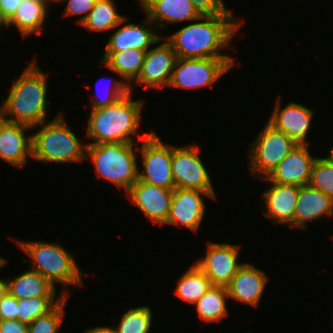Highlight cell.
Instances as JSON below:
<instances>
[{
	"label": "cell",
	"mask_w": 333,
	"mask_h": 333,
	"mask_svg": "<svg viewBox=\"0 0 333 333\" xmlns=\"http://www.w3.org/2000/svg\"><path fill=\"white\" fill-rule=\"evenodd\" d=\"M193 22L170 36H163L177 58H233L223 54V50L231 46L242 20L237 21L233 15H201Z\"/></svg>",
	"instance_id": "obj_1"
},
{
	"label": "cell",
	"mask_w": 333,
	"mask_h": 333,
	"mask_svg": "<svg viewBox=\"0 0 333 333\" xmlns=\"http://www.w3.org/2000/svg\"><path fill=\"white\" fill-rule=\"evenodd\" d=\"M130 91L113 104L100 109H91L85 135L93 140L87 144L138 143L153 131L138 133L142 121L144 102L132 100ZM140 134V135H139ZM136 138V141H135ZM138 139V140H137Z\"/></svg>",
	"instance_id": "obj_2"
},
{
	"label": "cell",
	"mask_w": 333,
	"mask_h": 333,
	"mask_svg": "<svg viewBox=\"0 0 333 333\" xmlns=\"http://www.w3.org/2000/svg\"><path fill=\"white\" fill-rule=\"evenodd\" d=\"M11 84L7 98L3 101L10 123L24 124L32 129L46 122L48 101V73L42 71L35 59Z\"/></svg>",
	"instance_id": "obj_3"
},
{
	"label": "cell",
	"mask_w": 333,
	"mask_h": 333,
	"mask_svg": "<svg viewBox=\"0 0 333 333\" xmlns=\"http://www.w3.org/2000/svg\"><path fill=\"white\" fill-rule=\"evenodd\" d=\"M31 134L32 159L48 163H74L85 160L87 143L79 140L59 112L50 122L38 125Z\"/></svg>",
	"instance_id": "obj_4"
},
{
	"label": "cell",
	"mask_w": 333,
	"mask_h": 333,
	"mask_svg": "<svg viewBox=\"0 0 333 333\" xmlns=\"http://www.w3.org/2000/svg\"><path fill=\"white\" fill-rule=\"evenodd\" d=\"M16 244L32 259L31 269L40 273L55 288L70 285L81 287L83 271L79 268L73 254L56 242L17 240Z\"/></svg>",
	"instance_id": "obj_5"
},
{
	"label": "cell",
	"mask_w": 333,
	"mask_h": 333,
	"mask_svg": "<svg viewBox=\"0 0 333 333\" xmlns=\"http://www.w3.org/2000/svg\"><path fill=\"white\" fill-rule=\"evenodd\" d=\"M135 143L87 144L85 159L92 160L96 175L127 192L138 180V145ZM135 147V148H134Z\"/></svg>",
	"instance_id": "obj_6"
},
{
	"label": "cell",
	"mask_w": 333,
	"mask_h": 333,
	"mask_svg": "<svg viewBox=\"0 0 333 333\" xmlns=\"http://www.w3.org/2000/svg\"><path fill=\"white\" fill-rule=\"evenodd\" d=\"M248 148L250 175L266 178L297 144L268 121Z\"/></svg>",
	"instance_id": "obj_7"
},
{
	"label": "cell",
	"mask_w": 333,
	"mask_h": 333,
	"mask_svg": "<svg viewBox=\"0 0 333 333\" xmlns=\"http://www.w3.org/2000/svg\"><path fill=\"white\" fill-rule=\"evenodd\" d=\"M235 64V58H177L168 86L189 90L213 87Z\"/></svg>",
	"instance_id": "obj_8"
},
{
	"label": "cell",
	"mask_w": 333,
	"mask_h": 333,
	"mask_svg": "<svg viewBox=\"0 0 333 333\" xmlns=\"http://www.w3.org/2000/svg\"><path fill=\"white\" fill-rule=\"evenodd\" d=\"M139 145L138 155L142 160V171H138V180L167 189H174L172 175V145L160 140L156 132H152ZM141 153V154H140Z\"/></svg>",
	"instance_id": "obj_9"
},
{
	"label": "cell",
	"mask_w": 333,
	"mask_h": 333,
	"mask_svg": "<svg viewBox=\"0 0 333 333\" xmlns=\"http://www.w3.org/2000/svg\"><path fill=\"white\" fill-rule=\"evenodd\" d=\"M200 147L172 145V175L175 188L215 193L210 173L202 161Z\"/></svg>",
	"instance_id": "obj_10"
},
{
	"label": "cell",
	"mask_w": 333,
	"mask_h": 333,
	"mask_svg": "<svg viewBox=\"0 0 333 333\" xmlns=\"http://www.w3.org/2000/svg\"><path fill=\"white\" fill-rule=\"evenodd\" d=\"M205 254L194 262L209 278L213 286L226 287L244 262H238L239 245L208 241Z\"/></svg>",
	"instance_id": "obj_11"
},
{
	"label": "cell",
	"mask_w": 333,
	"mask_h": 333,
	"mask_svg": "<svg viewBox=\"0 0 333 333\" xmlns=\"http://www.w3.org/2000/svg\"><path fill=\"white\" fill-rule=\"evenodd\" d=\"M177 60V55L171 44L166 40L159 45L149 48L146 52L142 69L137 79L129 86L130 91L133 87L143 85L145 89H163L167 87L172 71ZM134 83H136V86Z\"/></svg>",
	"instance_id": "obj_12"
},
{
	"label": "cell",
	"mask_w": 333,
	"mask_h": 333,
	"mask_svg": "<svg viewBox=\"0 0 333 333\" xmlns=\"http://www.w3.org/2000/svg\"><path fill=\"white\" fill-rule=\"evenodd\" d=\"M203 196L215 199L217 194L199 190L174 188L171 207L165 225L187 227L196 233L201 227L206 214L207 207L202 198Z\"/></svg>",
	"instance_id": "obj_13"
},
{
	"label": "cell",
	"mask_w": 333,
	"mask_h": 333,
	"mask_svg": "<svg viewBox=\"0 0 333 333\" xmlns=\"http://www.w3.org/2000/svg\"><path fill=\"white\" fill-rule=\"evenodd\" d=\"M280 99L278 95L268 122L297 145H310L307 135L315 114L314 110L296 102H289L282 107Z\"/></svg>",
	"instance_id": "obj_14"
},
{
	"label": "cell",
	"mask_w": 333,
	"mask_h": 333,
	"mask_svg": "<svg viewBox=\"0 0 333 333\" xmlns=\"http://www.w3.org/2000/svg\"><path fill=\"white\" fill-rule=\"evenodd\" d=\"M173 190L137 180L126 192V196L144 213L146 219L161 227L168 219Z\"/></svg>",
	"instance_id": "obj_15"
},
{
	"label": "cell",
	"mask_w": 333,
	"mask_h": 333,
	"mask_svg": "<svg viewBox=\"0 0 333 333\" xmlns=\"http://www.w3.org/2000/svg\"><path fill=\"white\" fill-rule=\"evenodd\" d=\"M126 19L127 17H124L114 28L117 30L110 36L104 52H121L127 49L147 51L152 45H157L163 40V36L147 16L140 24L128 23L122 26Z\"/></svg>",
	"instance_id": "obj_16"
},
{
	"label": "cell",
	"mask_w": 333,
	"mask_h": 333,
	"mask_svg": "<svg viewBox=\"0 0 333 333\" xmlns=\"http://www.w3.org/2000/svg\"><path fill=\"white\" fill-rule=\"evenodd\" d=\"M269 187L262 192V199L266 210H262L265 217L271 218L272 223L286 224L294 228V213L299 195V186L289 184H276L268 181Z\"/></svg>",
	"instance_id": "obj_17"
},
{
	"label": "cell",
	"mask_w": 333,
	"mask_h": 333,
	"mask_svg": "<svg viewBox=\"0 0 333 333\" xmlns=\"http://www.w3.org/2000/svg\"><path fill=\"white\" fill-rule=\"evenodd\" d=\"M309 145H297L266 177L276 184L308 185L317 159L310 154Z\"/></svg>",
	"instance_id": "obj_18"
},
{
	"label": "cell",
	"mask_w": 333,
	"mask_h": 333,
	"mask_svg": "<svg viewBox=\"0 0 333 333\" xmlns=\"http://www.w3.org/2000/svg\"><path fill=\"white\" fill-rule=\"evenodd\" d=\"M269 278L252 263H244L226 286L230 300L256 308L262 298Z\"/></svg>",
	"instance_id": "obj_19"
},
{
	"label": "cell",
	"mask_w": 333,
	"mask_h": 333,
	"mask_svg": "<svg viewBox=\"0 0 333 333\" xmlns=\"http://www.w3.org/2000/svg\"><path fill=\"white\" fill-rule=\"evenodd\" d=\"M27 130L32 128L8 122L0 131V158L11 166L20 168L28 163L27 159L32 160V137Z\"/></svg>",
	"instance_id": "obj_20"
},
{
	"label": "cell",
	"mask_w": 333,
	"mask_h": 333,
	"mask_svg": "<svg viewBox=\"0 0 333 333\" xmlns=\"http://www.w3.org/2000/svg\"><path fill=\"white\" fill-rule=\"evenodd\" d=\"M333 216V198L309 184L299 186V195L294 213V229L307 230V223L323 216Z\"/></svg>",
	"instance_id": "obj_21"
},
{
	"label": "cell",
	"mask_w": 333,
	"mask_h": 333,
	"mask_svg": "<svg viewBox=\"0 0 333 333\" xmlns=\"http://www.w3.org/2000/svg\"><path fill=\"white\" fill-rule=\"evenodd\" d=\"M143 12L158 31L168 24L190 22L201 16L191 0H155Z\"/></svg>",
	"instance_id": "obj_22"
},
{
	"label": "cell",
	"mask_w": 333,
	"mask_h": 333,
	"mask_svg": "<svg viewBox=\"0 0 333 333\" xmlns=\"http://www.w3.org/2000/svg\"><path fill=\"white\" fill-rule=\"evenodd\" d=\"M49 10L43 0H23L13 17L3 26L4 30L14 26L22 38L33 33L41 35Z\"/></svg>",
	"instance_id": "obj_23"
},
{
	"label": "cell",
	"mask_w": 333,
	"mask_h": 333,
	"mask_svg": "<svg viewBox=\"0 0 333 333\" xmlns=\"http://www.w3.org/2000/svg\"><path fill=\"white\" fill-rule=\"evenodd\" d=\"M8 292L17 299H28L38 296H65L69 297L67 289H61L56 295L55 288L45 277L34 270H27L14 278H7Z\"/></svg>",
	"instance_id": "obj_24"
},
{
	"label": "cell",
	"mask_w": 333,
	"mask_h": 333,
	"mask_svg": "<svg viewBox=\"0 0 333 333\" xmlns=\"http://www.w3.org/2000/svg\"><path fill=\"white\" fill-rule=\"evenodd\" d=\"M146 52L140 49L104 52L99 63L109 68L119 77L124 78L125 83L130 86L140 74Z\"/></svg>",
	"instance_id": "obj_25"
},
{
	"label": "cell",
	"mask_w": 333,
	"mask_h": 333,
	"mask_svg": "<svg viewBox=\"0 0 333 333\" xmlns=\"http://www.w3.org/2000/svg\"><path fill=\"white\" fill-rule=\"evenodd\" d=\"M229 300L227 288L212 286L194 305L198 317L205 323L221 322L228 316Z\"/></svg>",
	"instance_id": "obj_26"
},
{
	"label": "cell",
	"mask_w": 333,
	"mask_h": 333,
	"mask_svg": "<svg viewBox=\"0 0 333 333\" xmlns=\"http://www.w3.org/2000/svg\"><path fill=\"white\" fill-rule=\"evenodd\" d=\"M212 286L205 273L193 264L178 278L174 294L184 302L194 305Z\"/></svg>",
	"instance_id": "obj_27"
},
{
	"label": "cell",
	"mask_w": 333,
	"mask_h": 333,
	"mask_svg": "<svg viewBox=\"0 0 333 333\" xmlns=\"http://www.w3.org/2000/svg\"><path fill=\"white\" fill-rule=\"evenodd\" d=\"M114 0H96L94 8L90 11L82 28L93 32H108L114 28L125 17L117 12Z\"/></svg>",
	"instance_id": "obj_28"
},
{
	"label": "cell",
	"mask_w": 333,
	"mask_h": 333,
	"mask_svg": "<svg viewBox=\"0 0 333 333\" xmlns=\"http://www.w3.org/2000/svg\"><path fill=\"white\" fill-rule=\"evenodd\" d=\"M153 311L148 305L128 308L114 323L117 333H150L153 324Z\"/></svg>",
	"instance_id": "obj_29"
},
{
	"label": "cell",
	"mask_w": 333,
	"mask_h": 333,
	"mask_svg": "<svg viewBox=\"0 0 333 333\" xmlns=\"http://www.w3.org/2000/svg\"><path fill=\"white\" fill-rule=\"evenodd\" d=\"M64 298L65 296H38L18 299V320L29 325L52 311Z\"/></svg>",
	"instance_id": "obj_30"
},
{
	"label": "cell",
	"mask_w": 333,
	"mask_h": 333,
	"mask_svg": "<svg viewBox=\"0 0 333 333\" xmlns=\"http://www.w3.org/2000/svg\"><path fill=\"white\" fill-rule=\"evenodd\" d=\"M309 185L333 198V161L328 157H317Z\"/></svg>",
	"instance_id": "obj_31"
},
{
	"label": "cell",
	"mask_w": 333,
	"mask_h": 333,
	"mask_svg": "<svg viewBox=\"0 0 333 333\" xmlns=\"http://www.w3.org/2000/svg\"><path fill=\"white\" fill-rule=\"evenodd\" d=\"M70 297H65L48 314L38 317L28 325L27 333H59L65 316V306Z\"/></svg>",
	"instance_id": "obj_32"
},
{
	"label": "cell",
	"mask_w": 333,
	"mask_h": 333,
	"mask_svg": "<svg viewBox=\"0 0 333 333\" xmlns=\"http://www.w3.org/2000/svg\"><path fill=\"white\" fill-rule=\"evenodd\" d=\"M109 79H107L108 82H107V85H106V86H109V87L107 89H105L106 91L103 90L105 92V93L103 92L105 96L100 95L102 92L99 93L98 95L96 94V96L94 98L91 96V102H90L91 103V109H100V108L106 107L108 105H111L115 101L119 100L124 95H126L127 93L130 92L129 86L125 83V81L121 80V78L116 79V80H114L112 78H109ZM101 80L105 81V79H101ZM96 89H97V92H98V86L96 87Z\"/></svg>",
	"instance_id": "obj_33"
},
{
	"label": "cell",
	"mask_w": 333,
	"mask_h": 333,
	"mask_svg": "<svg viewBox=\"0 0 333 333\" xmlns=\"http://www.w3.org/2000/svg\"><path fill=\"white\" fill-rule=\"evenodd\" d=\"M67 5L62 16H81L77 22L81 25L94 8L96 0H65Z\"/></svg>",
	"instance_id": "obj_34"
},
{
	"label": "cell",
	"mask_w": 333,
	"mask_h": 333,
	"mask_svg": "<svg viewBox=\"0 0 333 333\" xmlns=\"http://www.w3.org/2000/svg\"><path fill=\"white\" fill-rule=\"evenodd\" d=\"M200 15H233L223 0H191Z\"/></svg>",
	"instance_id": "obj_35"
},
{
	"label": "cell",
	"mask_w": 333,
	"mask_h": 333,
	"mask_svg": "<svg viewBox=\"0 0 333 333\" xmlns=\"http://www.w3.org/2000/svg\"><path fill=\"white\" fill-rule=\"evenodd\" d=\"M18 320V299L9 292L0 301V321Z\"/></svg>",
	"instance_id": "obj_36"
},
{
	"label": "cell",
	"mask_w": 333,
	"mask_h": 333,
	"mask_svg": "<svg viewBox=\"0 0 333 333\" xmlns=\"http://www.w3.org/2000/svg\"><path fill=\"white\" fill-rule=\"evenodd\" d=\"M23 0H0V25L4 26L15 14Z\"/></svg>",
	"instance_id": "obj_37"
},
{
	"label": "cell",
	"mask_w": 333,
	"mask_h": 333,
	"mask_svg": "<svg viewBox=\"0 0 333 333\" xmlns=\"http://www.w3.org/2000/svg\"><path fill=\"white\" fill-rule=\"evenodd\" d=\"M28 325L19 320L0 321V333H27Z\"/></svg>",
	"instance_id": "obj_38"
},
{
	"label": "cell",
	"mask_w": 333,
	"mask_h": 333,
	"mask_svg": "<svg viewBox=\"0 0 333 333\" xmlns=\"http://www.w3.org/2000/svg\"><path fill=\"white\" fill-rule=\"evenodd\" d=\"M84 333H117L113 324L112 326H96V327H93V328H87L85 329Z\"/></svg>",
	"instance_id": "obj_39"
},
{
	"label": "cell",
	"mask_w": 333,
	"mask_h": 333,
	"mask_svg": "<svg viewBox=\"0 0 333 333\" xmlns=\"http://www.w3.org/2000/svg\"><path fill=\"white\" fill-rule=\"evenodd\" d=\"M8 118L4 109V105H0V131L5 127L8 123Z\"/></svg>",
	"instance_id": "obj_40"
},
{
	"label": "cell",
	"mask_w": 333,
	"mask_h": 333,
	"mask_svg": "<svg viewBox=\"0 0 333 333\" xmlns=\"http://www.w3.org/2000/svg\"><path fill=\"white\" fill-rule=\"evenodd\" d=\"M7 292H8L7 279L0 278V301L6 295Z\"/></svg>",
	"instance_id": "obj_41"
},
{
	"label": "cell",
	"mask_w": 333,
	"mask_h": 333,
	"mask_svg": "<svg viewBox=\"0 0 333 333\" xmlns=\"http://www.w3.org/2000/svg\"><path fill=\"white\" fill-rule=\"evenodd\" d=\"M140 1V8L144 11L150 4H152L155 0H138Z\"/></svg>",
	"instance_id": "obj_42"
},
{
	"label": "cell",
	"mask_w": 333,
	"mask_h": 333,
	"mask_svg": "<svg viewBox=\"0 0 333 333\" xmlns=\"http://www.w3.org/2000/svg\"><path fill=\"white\" fill-rule=\"evenodd\" d=\"M46 4V6L49 8L50 5H53V3H63L65 0H43ZM52 3V4H51Z\"/></svg>",
	"instance_id": "obj_43"
},
{
	"label": "cell",
	"mask_w": 333,
	"mask_h": 333,
	"mask_svg": "<svg viewBox=\"0 0 333 333\" xmlns=\"http://www.w3.org/2000/svg\"><path fill=\"white\" fill-rule=\"evenodd\" d=\"M8 264V260H7V258L5 259L4 257H1L0 256V269L2 268V267H4L5 265H7Z\"/></svg>",
	"instance_id": "obj_44"
},
{
	"label": "cell",
	"mask_w": 333,
	"mask_h": 333,
	"mask_svg": "<svg viewBox=\"0 0 333 333\" xmlns=\"http://www.w3.org/2000/svg\"><path fill=\"white\" fill-rule=\"evenodd\" d=\"M327 154H328V157L333 161V145H332L331 149L329 150V153H327Z\"/></svg>",
	"instance_id": "obj_45"
}]
</instances>
